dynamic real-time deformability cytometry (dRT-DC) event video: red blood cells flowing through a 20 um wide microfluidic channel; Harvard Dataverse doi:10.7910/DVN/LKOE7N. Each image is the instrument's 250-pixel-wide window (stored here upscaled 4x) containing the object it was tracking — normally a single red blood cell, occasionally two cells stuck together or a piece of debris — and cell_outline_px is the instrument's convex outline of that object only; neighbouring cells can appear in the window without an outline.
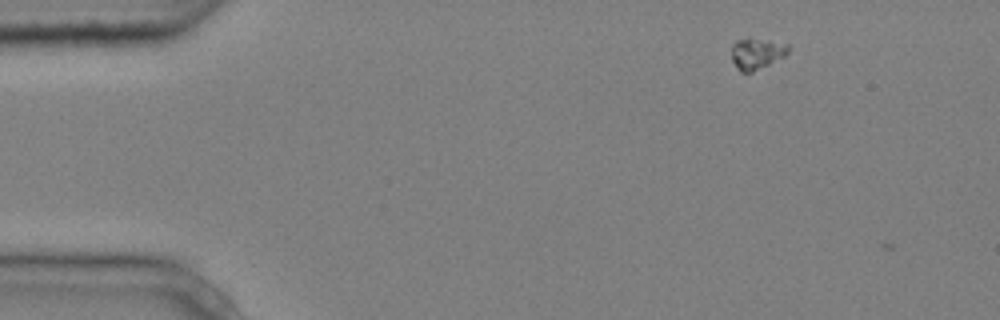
{"species": "common noctule bat (a hibernating species)", "species_latin": "Nyctalus noctula", "temperature_condition": "cold", "stored_images_in_passage": 5, "camera_frame_rate_fps": 3000, "um_per_image_px": 0.085, "animal": {"sex": "male", "body_mass_g": 20.4}, "frame": {"image": 1, "passage_image": 2, "time_ms": 0.333, "image_size_px": [1000, 320], "cell_outline_px": [[792, 48], [784, 56], [752, 72], [740, 72], [736, 68], [732, 60], [732, 44], [736, 40], [768, 40], [788, 44]], "centroid_in_image_um": [64.33, 4.57], "position_along_channel_um": 20.7, "area_um2": 10.06}}